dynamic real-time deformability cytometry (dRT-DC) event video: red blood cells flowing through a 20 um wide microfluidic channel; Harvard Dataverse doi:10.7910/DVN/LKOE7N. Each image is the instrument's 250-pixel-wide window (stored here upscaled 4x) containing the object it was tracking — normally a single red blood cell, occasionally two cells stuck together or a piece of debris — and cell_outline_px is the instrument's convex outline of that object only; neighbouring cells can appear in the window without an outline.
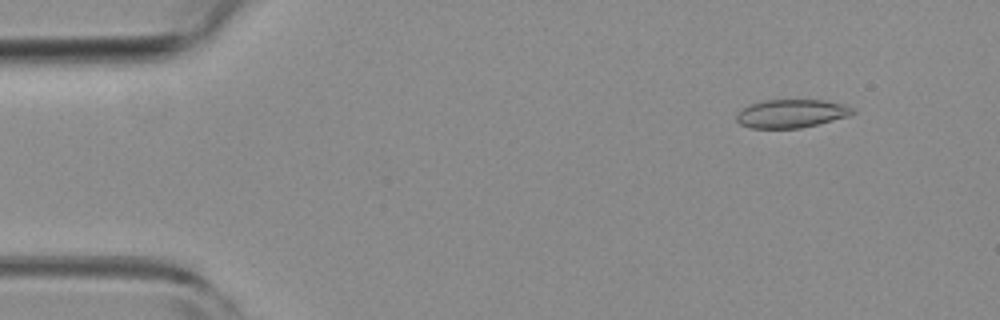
{"species": "common noctule bat (a hibernating species)", "species_latin": "Nyctalus noctula", "temperature_condition": "room temperature", "stored_images_in_passage": 47, "camera_frame_rate_fps": 3000, "um_per_image_px": 0.085, "animal": {"sex": "female", "body_mass_g": 19.3, "forearm_length_mm": 54.1}, "frame": {"image": 1, "passage_image": 4, "time_ms": 1.0, "image_size_px": [1000, 320], "cell_outline_px": [[856, 112], [848, 116], [800, 128], [748, 128], [740, 124], [736, 120], [736, 116], [748, 104], [764, 100], [824, 100], [844, 104], [856, 108]], "centroid_in_image_um": [67.28, 9.64], "position_along_channel_um": 17.7, "area_um2": 19.19}}
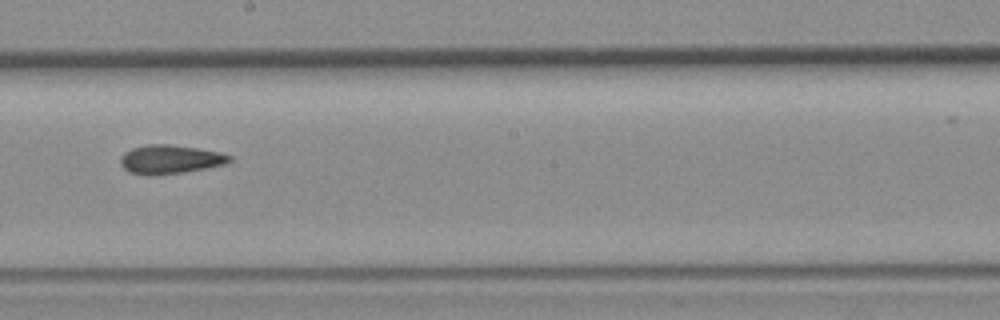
{"frame": {"image": 2, "passage_image": 27, "time_ms": 8.667, "image_size_px": [1000, 320], "cell_outline_px": [[232, 160], [228, 164], [208, 168], [184, 172], [148, 176], [128, 172], [120, 164], [120, 156], [124, 152], [132, 148], [148, 144], [168, 144], [196, 148], [220, 152], [232, 156]], "centroid_in_image_um": [14.46, 13.55], "position_along_channel_um": 233.7, "area_um2": 18.55}}
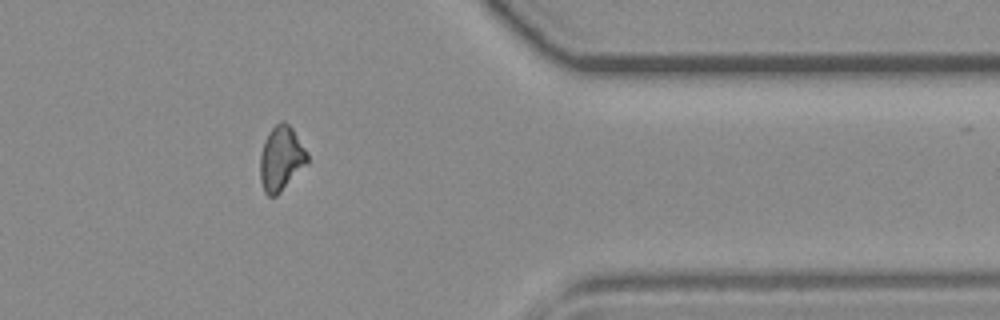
{"frame": {"image": 3, "passage_image": 40, "time_ms": 13.0, "image_size_px": [1000, 320], "cell_outline_px": [[308, 164], [276, 196], [268, 196], [264, 192], [260, 180], [260, 156], [264, 140], [268, 132], [280, 120], [284, 120], [292, 128], [308, 152]], "centroid_in_image_um": [23.9, 13.47], "position_along_channel_um": 387.5, "area_um2": 17.98}}